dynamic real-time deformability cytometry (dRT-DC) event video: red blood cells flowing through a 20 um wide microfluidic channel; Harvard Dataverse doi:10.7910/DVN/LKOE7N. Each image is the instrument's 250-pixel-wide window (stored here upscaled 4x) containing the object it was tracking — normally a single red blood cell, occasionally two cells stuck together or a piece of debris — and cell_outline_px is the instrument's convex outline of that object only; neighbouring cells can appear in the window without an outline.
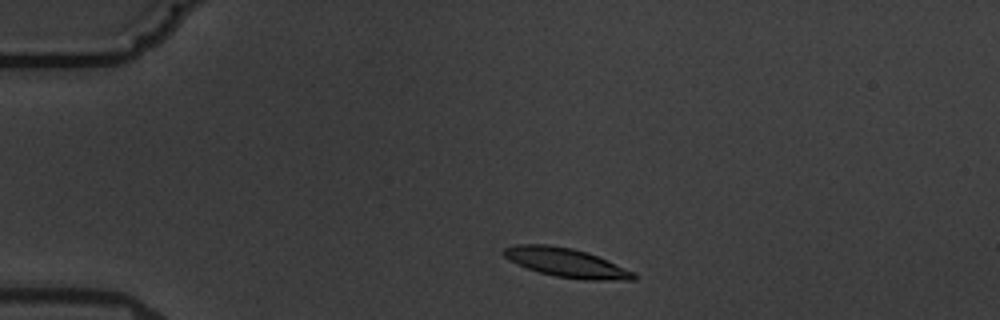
{"species": "common noctule bat (a hibernating species)", "species_latin": "Nyctalus noctula", "temperature_condition": "warm", "stored_images_in_passage": 4, "camera_frame_rate_fps": 3000, "um_per_image_px": 0.085, "animal": {"sex": "male", "body_mass_g": 19.5, "forearm_length_mm": 54.6}, "frame": {"image": 1, "passage_image": 2, "time_ms": 1.0, "image_size_px": [1000, 320], "cell_outline_px": [[636, 280], [584, 280], [556, 276], [540, 272], [516, 264], [508, 260], [500, 252], [504, 248], [512, 244], [544, 244], [572, 248], [588, 252], [608, 260], [636, 272]], "centroid_in_image_um": [48.13, 22.32], "position_along_channel_um": 36.9, "area_um2": 22.2}}
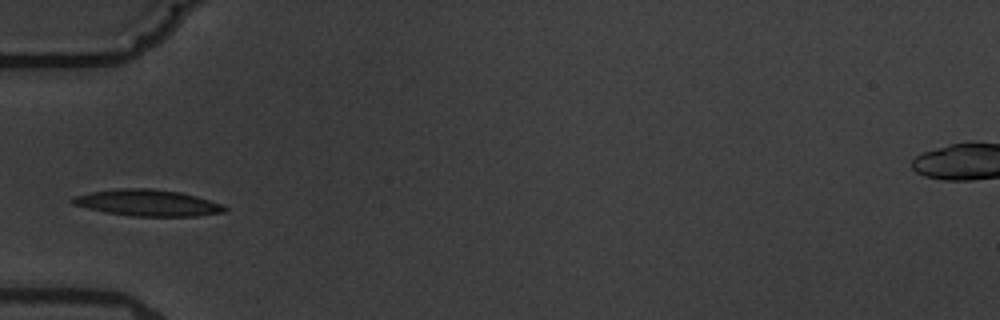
{"frame": {"image": 2, "passage_image": 4, "time_ms": 3.333, "image_size_px": [1000, 320], "cell_outline_px": [[228, 208], [224, 212], [196, 216], [132, 216], [104, 212], [72, 204], [68, 200], [72, 196], [92, 192], [120, 188], [152, 188], [180, 192], [196, 196], [220, 204]], "centroid_in_image_um": [12.49, 17.24], "position_along_channel_um": 72.5, "area_um2": 23.35}}